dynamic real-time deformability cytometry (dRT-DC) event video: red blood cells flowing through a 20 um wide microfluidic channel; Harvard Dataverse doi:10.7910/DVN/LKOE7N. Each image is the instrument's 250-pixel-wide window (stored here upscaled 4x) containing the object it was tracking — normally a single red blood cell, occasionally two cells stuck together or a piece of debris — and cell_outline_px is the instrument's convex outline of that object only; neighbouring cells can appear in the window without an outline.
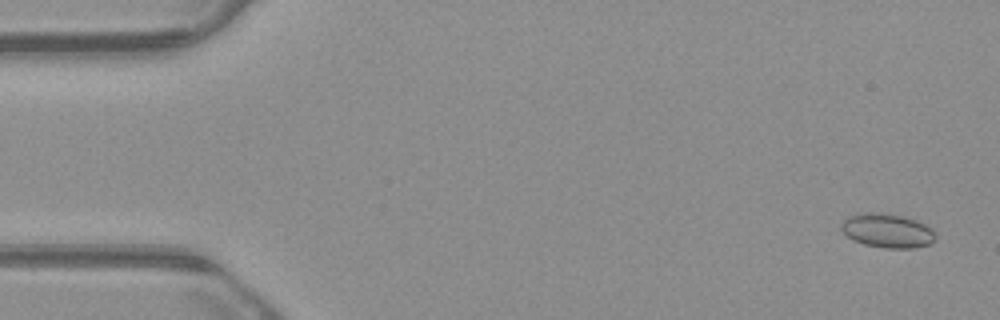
{"species": "common noctule bat (a hibernating species)", "species_latin": "Nyctalus noctula", "temperature_condition": "warm", "stored_images_in_passage": 55, "camera_frame_rate_fps": 3000, "um_per_image_px": 0.085, "animal": {"sex": "male", "body_mass_g": 23.1, "forearm_length_mm": 52.7}, "frame": {"image": 1, "passage_image": 3, "time_ms": 0.667, "image_size_px": [1000, 320], "cell_outline_px": [[936, 240], [928, 244], [916, 248], [884, 248], [864, 244], [852, 240], [840, 228], [840, 224], [844, 220], [852, 216], [864, 212], [880, 212], [904, 216], [916, 220], [932, 228], [936, 236]], "centroid_in_image_um": [75.44, 19.61], "position_along_channel_um": 9.6, "area_um2": 18.79}}
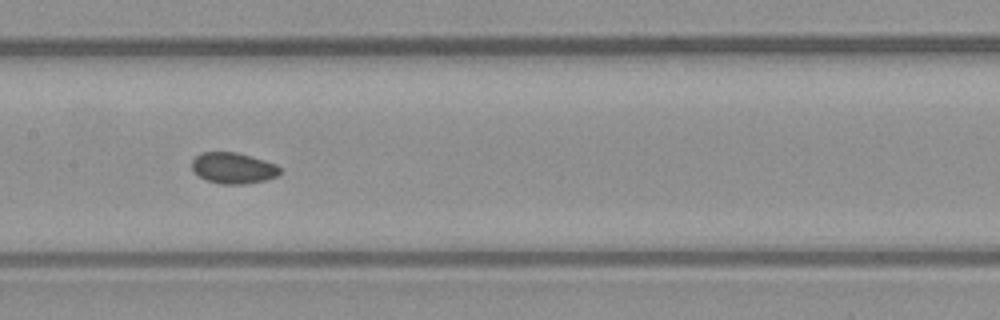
{"frame": {"image": 2, "passage_image": 27, "time_ms": 8.667, "image_size_px": [1000, 320], "cell_outline_px": [[280, 172], [276, 176], [264, 180], [244, 184], [220, 184], [204, 180], [192, 168], [192, 160], [200, 152], [236, 152], [252, 156], [276, 164], [280, 168]], "centroid_in_image_um": [19.8, 14.28], "position_along_channel_um": 187.6, "area_um2": 15.9}}
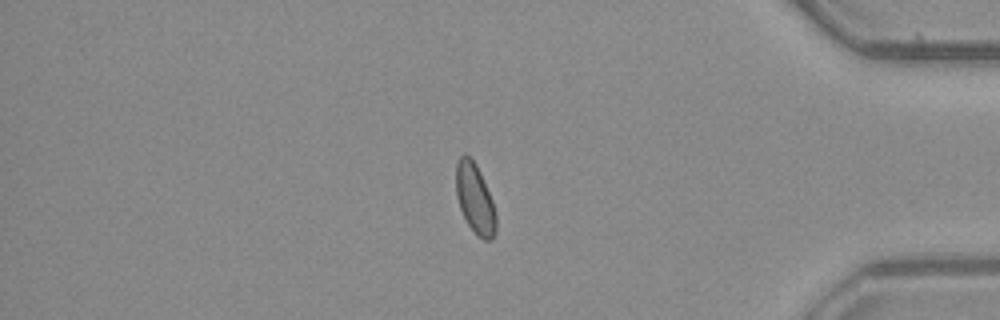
{"frame": {"image": 3, "passage_image": 46, "time_ms": 15.0, "image_size_px": [1000, 320], "cell_outline_px": [[496, 232], [492, 240], [484, 240], [476, 236], [468, 224], [460, 208], [456, 196], [456, 164], [460, 156], [468, 156], [476, 164], [480, 172], [492, 200], [496, 212]], "centroid_in_image_um": [40.38, 16.94], "position_along_channel_um": 394.8, "area_um2": 16.24}, "authors_computed_cell_mechanics": {"area_um2": 16.4152, "velocity_mm_per_s": 3.8393, "shape_relaxation_time_tau1_ms": null, "shape_relaxation_time_tau2_ms": 5.779, "deformation_change_tau1": null, "deformation_change_tau2": 0.0827}}